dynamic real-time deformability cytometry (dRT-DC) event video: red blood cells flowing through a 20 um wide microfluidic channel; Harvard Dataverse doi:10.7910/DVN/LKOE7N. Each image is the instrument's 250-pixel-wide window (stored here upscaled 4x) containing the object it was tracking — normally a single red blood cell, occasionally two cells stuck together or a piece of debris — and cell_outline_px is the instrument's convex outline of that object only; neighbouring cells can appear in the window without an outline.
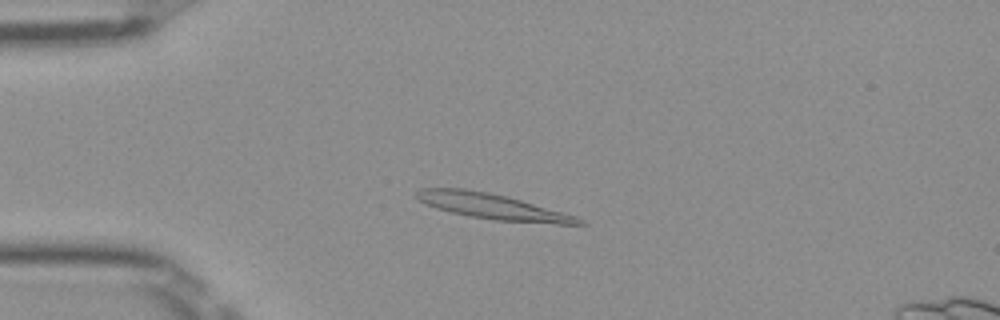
{"species": "Egyptian fruit bat (a non-hibernating species)", "species_latin": "Rousettus aegyptiacus", "temperature_condition": "room temperature", "stored_images_in_passage": 50, "camera_frame_rate_fps": 3000, "um_per_image_px": 0.085, "frame": {"image": 1, "passage_image": 12, "time_ms": 3.667, "image_size_px": [1000, 320], "cell_outline_px": [[588, 224], [556, 224], [496, 220], [468, 216], [436, 208], [420, 200], [416, 196], [416, 192], [420, 188], [464, 188], [488, 192], [508, 196], [576, 216], [584, 220]], "centroid_in_image_um": [41.89, 17.55], "position_along_channel_um": 43.1, "area_um2": 23.99}}
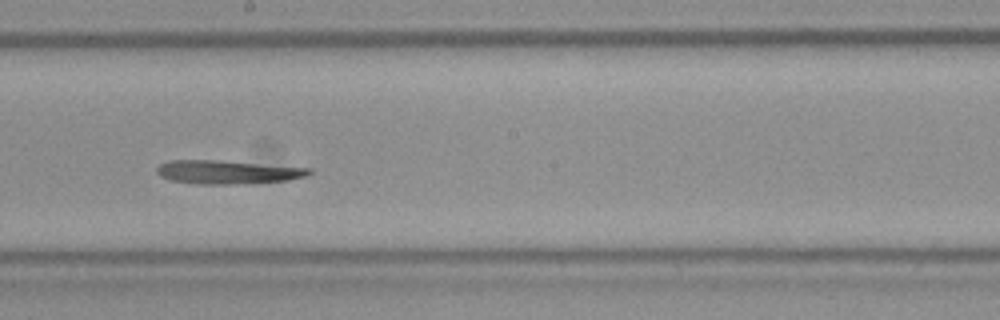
{"frame": {"image": 2, "passage_image": 28, "time_ms": 9.0, "image_size_px": [1000, 320], "cell_outline_px": [[312, 172], [308, 176], [288, 180], [232, 184], [200, 184], [172, 180], [160, 176], [156, 172], [156, 168], [160, 164], [168, 160], [220, 160], [312, 168]], "centroid_in_image_um": [19.35, 14.61], "position_along_channel_um": 228.8, "area_um2": 20.92}}
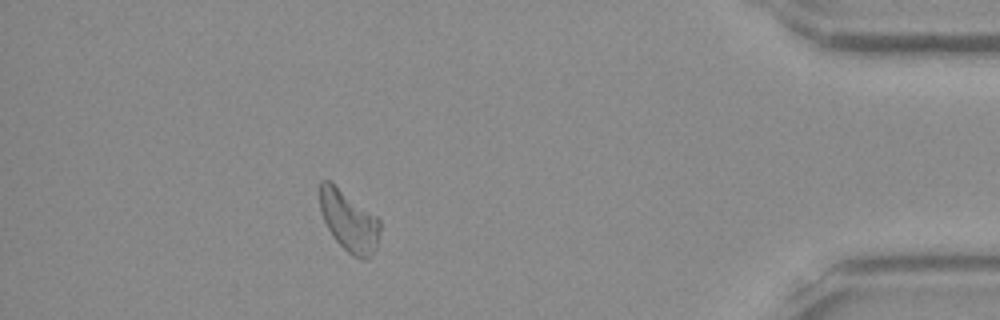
{"frame": {"image": 3, "passage_image": 45, "time_ms": 14.667, "image_size_px": [1000, 320], "cell_outline_px": [[380, 232], [376, 248], [368, 260], [364, 260], [352, 256], [332, 236], [320, 212], [320, 180], [332, 180], [376, 216], [380, 220]], "centroid_in_image_um": [29.66, 18.76], "position_along_channel_um": 405.5, "area_um2": 21.62}}